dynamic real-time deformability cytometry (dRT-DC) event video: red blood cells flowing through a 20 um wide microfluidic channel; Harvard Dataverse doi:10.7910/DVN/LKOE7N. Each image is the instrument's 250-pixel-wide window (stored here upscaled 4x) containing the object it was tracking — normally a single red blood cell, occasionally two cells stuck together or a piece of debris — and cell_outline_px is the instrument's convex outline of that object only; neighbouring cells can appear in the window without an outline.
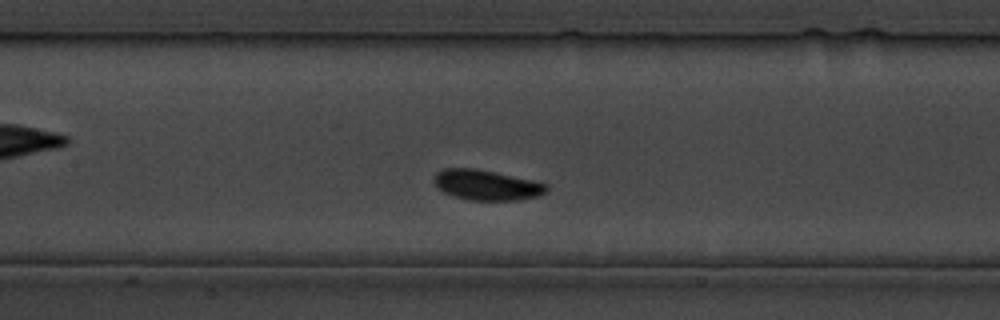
{"species": "common noctule bat (a hibernating species)", "species_latin": "Nyctalus noctula", "temperature_condition": "cold", "stored_images_in_passage": 31, "camera_frame_rate_fps": 3000, "um_per_image_px": 0.085, "animal": {"sex": "male", "body_mass_g": 19.5, "forearm_length_mm": 54.6}, "frame": {"image": 1, "passage_image": 10, "time_ms": 10.333, "image_size_px": [1000, 320], "cell_outline_px": [[548, 188], [544, 192], [536, 196], [520, 200], [468, 200], [444, 192], [432, 180], [436, 172], [444, 168], [476, 168], [532, 180], [548, 184]], "centroid_in_image_um": [41.34, 15.72], "position_along_channel_um": 166.1, "area_um2": 19.65}}
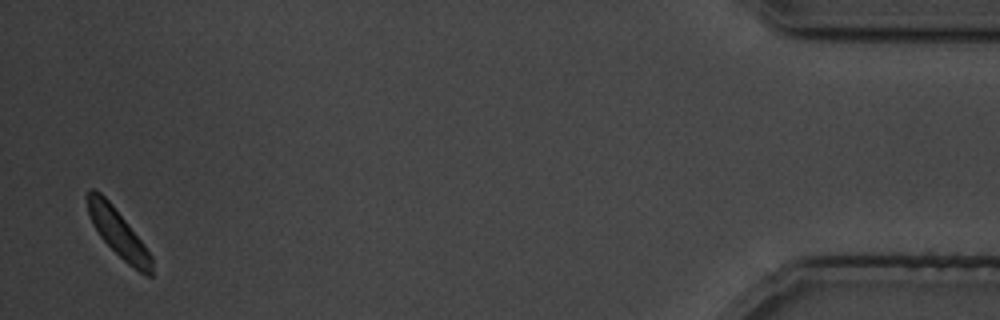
{"frame": {"image": 2, "passage_image": 31, "time_ms": 34.0, "image_size_px": [1000, 320], "cell_outline_px": [[152, 276], [148, 276], [140, 272], [128, 264], [100, 236], [92, 224], [88, 212], [88, 188], [92, 188], [100, 192], [112, 204], [140, 240], [152, 256]], "centroid_in_image_um": [10.04, 19.8], "position_along_channel_um": 425.2, "area_um2": 17.22}}